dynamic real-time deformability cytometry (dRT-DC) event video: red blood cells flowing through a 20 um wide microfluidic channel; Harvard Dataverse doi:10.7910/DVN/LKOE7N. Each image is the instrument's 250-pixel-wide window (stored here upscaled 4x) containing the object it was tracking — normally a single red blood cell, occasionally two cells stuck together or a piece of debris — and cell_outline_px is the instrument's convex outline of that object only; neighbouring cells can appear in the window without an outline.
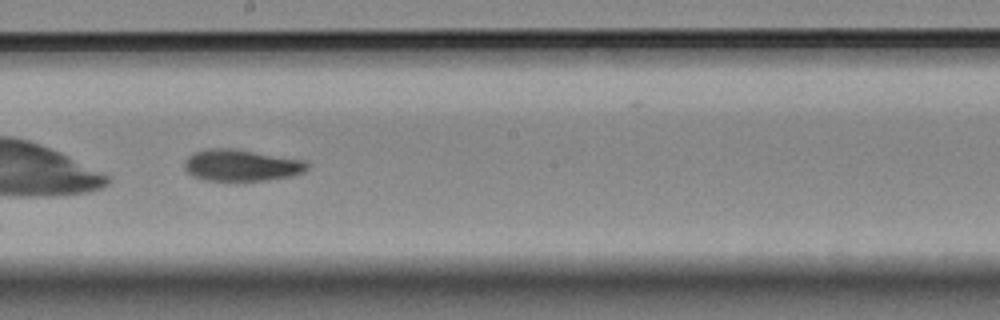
{"species": "Egyptian fruit bat (a non-hibernating species)", "species_latin": "Rousettus aegyptiacus", "temperature_condition": "room temperature", "stored_images_in_passage": 34, "camera_frame_rate_fps": 3000, "um_per_image_px": 0.085, "animal": {"sex": "female"}, "frame": {"image": 1, "passage_image": 15, "time_ms": 4.667, "image_size_px": [1000, 320], "cell_outline_px": [[308, 168], [304, 172], [292, 176], [264, 180], [204, 180], [192, 176], [184, 168], [184, 160], [188, 156], [196, 152], [208, 148], [232, 148], [308, 160]], "centroid_in_image_um": [20.53, 14.04], "position_along_channel_um": 227.7, "area_um2": 22.72}, "authors_computed_cell_mechanics": {"area_um2": 22.5709, "velocity_mm_per_s": 3.5184, "shape_relaxation_time_tau1_ms": 5.5602, "shape_relaxation_time_tau2_ms": 4.1738, "deformation_change_tau1": 0.1709, "deformation_change_tau2": 0.098}}